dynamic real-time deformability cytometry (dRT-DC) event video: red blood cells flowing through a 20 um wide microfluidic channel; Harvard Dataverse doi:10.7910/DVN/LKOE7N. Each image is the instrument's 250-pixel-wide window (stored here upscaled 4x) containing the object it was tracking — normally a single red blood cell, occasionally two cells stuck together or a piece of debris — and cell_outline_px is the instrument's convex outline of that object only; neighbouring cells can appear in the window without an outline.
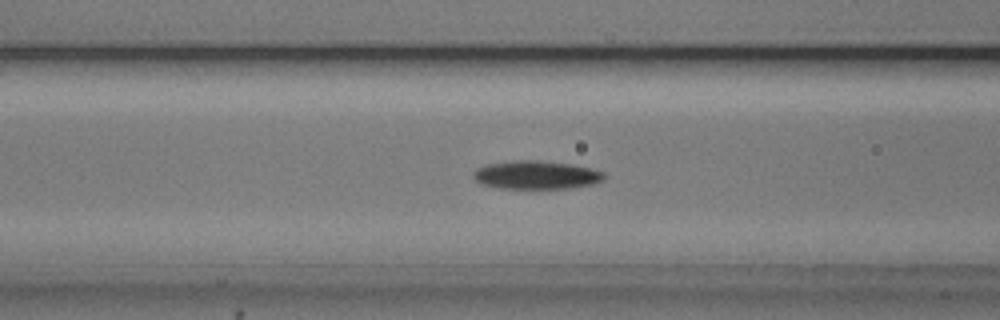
{"species": "common noctule bat (a hibernating species)", "species_latin": "Nyctalus noctula", "temperature_condition": "cold", "stored_images_in_passage": 41, "camera_frame_rate_fps": 3000, "um_per_image_px": 0.085, "animal": {"sex": "male", "body_mass_g": 20.5, "forearm_length_mm": 52.5}, "frame": {"image": 1, "passage_image": 8, "time_ms": 2.333, "image_size_px": [1000, 320], "cell_outline_px": [[604, 180], [592, 184], [572, 188], [500, 188], [480, 184], [472, 176], [472, 172], [476, 168], [484, 164], [512, 160], [536, 160], [568, 164], [588, 168], [604, 172]], "centroid_in_image_um": [45.51, 14.87], "position_along_channel_um": 121.1, "area_um2": 21.62}}
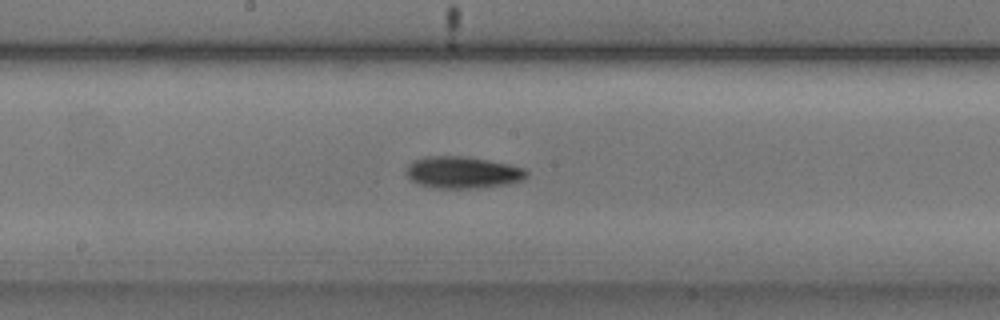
{"frame": {"image": 2, "passage_image": 15, "time_ms": 4.667, "image_size_px": [1000, 320], "cell_outline_px": [[528, 176], [524, 180], [508, 184], [476, 188], [432, 188], [420, 184], [412, 180], [408, 176], [408, 164], [412, 160], [424, 156], [464, 156], [488, 160], [508, 164], [524, 168], [528, 172]], "centroid_in_image_um": [39.35, 14.65], "position_along_channel_um": 208.9, "area_um2": 22.37}}
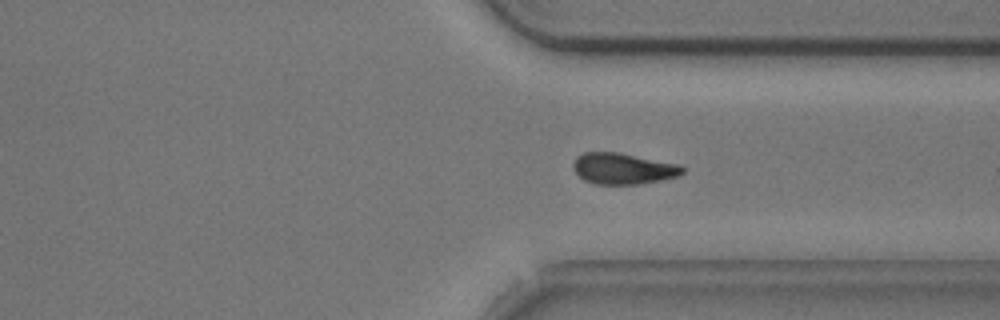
{"frame": {"image": 3, "passage_image": 27, "time_ms": 8.667, "image_size_px": [1000, 320], "cell_outline_px": [[684, 172], [680, 176], [664, 180], [640, 184], [596, 184], [584, 180], [572, 168], [572, 164], [576, 156], [584, 152], [616, 152], [680, 164], [684, 168]], "centroid_in_image_um": [52.98, 14.33], "position_along_channel_um": 358.4, "area_um2": 20.0}, "authors_computed_cell_mechanics": {"area_um2": 20.519, "velocity_mm_per_s": 3.752, "shape_relaxation_time_tau1_ms": 2.0588, "shape_relaxation_time_tau2_ms": null, "deformation_change_tau1": 0.1179, "deformation_change_tau2": null}}